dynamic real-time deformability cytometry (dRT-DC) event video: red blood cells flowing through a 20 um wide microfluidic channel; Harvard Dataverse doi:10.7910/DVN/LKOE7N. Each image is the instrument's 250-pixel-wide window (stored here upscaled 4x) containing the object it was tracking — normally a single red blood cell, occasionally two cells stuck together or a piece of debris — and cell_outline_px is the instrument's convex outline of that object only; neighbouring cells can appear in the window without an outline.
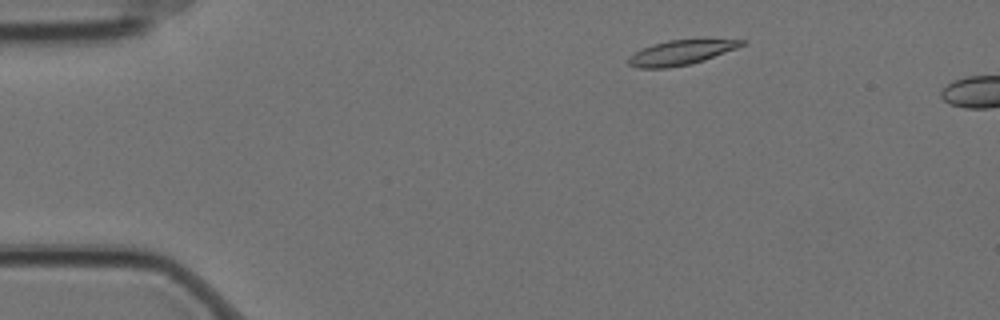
{"species": "Egyptian fruit bat (a non-hibernating species)", "species_latin": "Rousettus aegyptiacus", "temperature_condition": "cold", "stored_images_in_passage": 2, "camera_frame_rate_fps": 3000, "um_per_image_px": 0.085, "animal": {"sex": "female"}, "frame": {"image": 1, "passage_image": 1, "time_ms": 0.0, "image_size_px": [1000, 320], "cell_outline_px": [[748, 40], [744, 44], [736, 48], [704, 60], [688, 64], [668, 68], [636, 68], [628, 64], [628, 56], [652, 44], [668, 40]], "centroid_in_image_um": [57.82, 4.48], "position_along_channel_um": 27.2, "area_um2": 15.95}}